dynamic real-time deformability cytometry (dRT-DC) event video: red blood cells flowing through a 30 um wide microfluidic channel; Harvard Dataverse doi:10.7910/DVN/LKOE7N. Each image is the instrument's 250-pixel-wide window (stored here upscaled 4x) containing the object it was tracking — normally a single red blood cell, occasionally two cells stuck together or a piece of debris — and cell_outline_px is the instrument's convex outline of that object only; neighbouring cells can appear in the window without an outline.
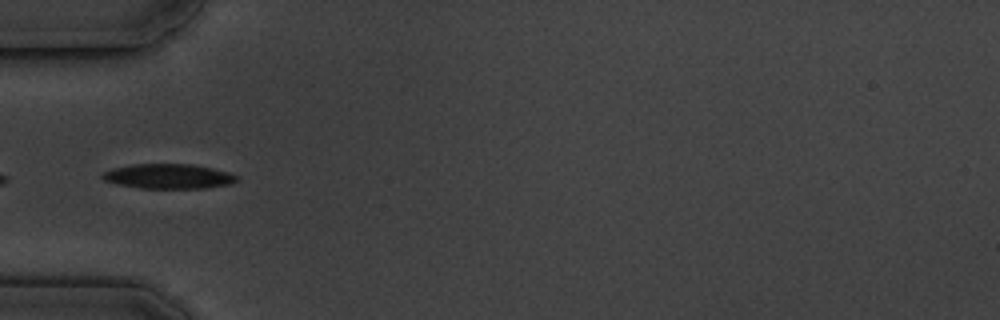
{"species": "common noctule bat (a hibernating species)", "species_latin": "Nyctalus noctula", "temperature_condition": "cold", "stored_images_in_passage": 11, "camera_frame_rate_fps": 3000, "um_per_image_px": 0.085, "animal": {"sex": "male", "body_mass_g": 19.5, "forearm_length_mm": 54.6}, "frame": {"image": 1, "passage_image": 5, "time_ms": 5.667, "image_size_px": [1000, 320], "cell_outline_px": [[236, 180], [228, 184], [204, 188], [140, 188], [120, 184], [104, 180], [100, 176], [104, 172], [112, 168], [132, 164], [192, 164], [212, 168], [228, 172], [236, 176]], "centroid_in_image_um": [14.28, 14.98], "position_along_channel_um": 70.7, "area_um2": 19.13}}